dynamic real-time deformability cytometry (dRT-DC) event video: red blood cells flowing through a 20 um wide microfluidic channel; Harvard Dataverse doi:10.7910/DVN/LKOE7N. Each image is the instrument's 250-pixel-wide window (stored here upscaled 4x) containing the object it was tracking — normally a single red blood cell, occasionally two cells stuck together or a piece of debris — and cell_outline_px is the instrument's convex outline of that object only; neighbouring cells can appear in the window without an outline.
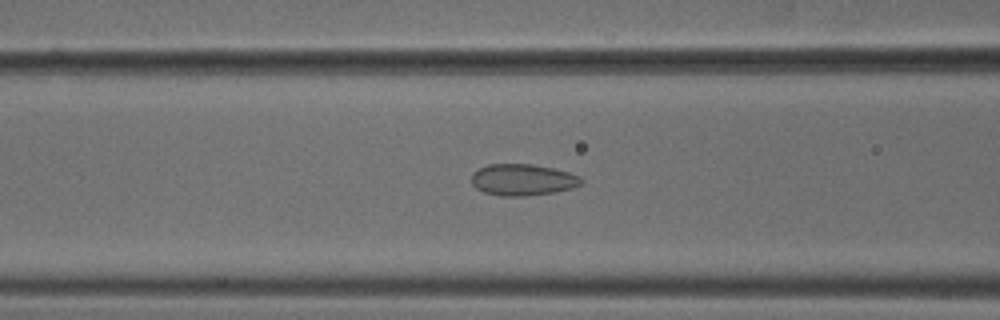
{"species": "common noctule bat (a hibernating species)", "species_latin": "Nyctalus noctula", "temperature_condition": "cold", "stored_images_in_passage": 54, "camera_frame_rate_fps": 3000, "um_per_image_px": 0.085, "animal": {"sex": "male", "body_mass_g": 18.8}, "frame": {"image": 1, "passage_image": 22, "time_ms": 7.0, "image_size_px": [1000, 320], "cell_outline_px": [[584, 180], [580, 184], [572, 188], [556, 192], [524, 196], [500, 196], [484, 192], [476, 188], [472, 184], [472, 172], [488, 164], [532, 164], [552, 168], [568, 172], [580, 176]], "centroid_in_image_um": [44.42, 15.28], "position_along_channel_um": 122.2, "area_um2": 20.17}}
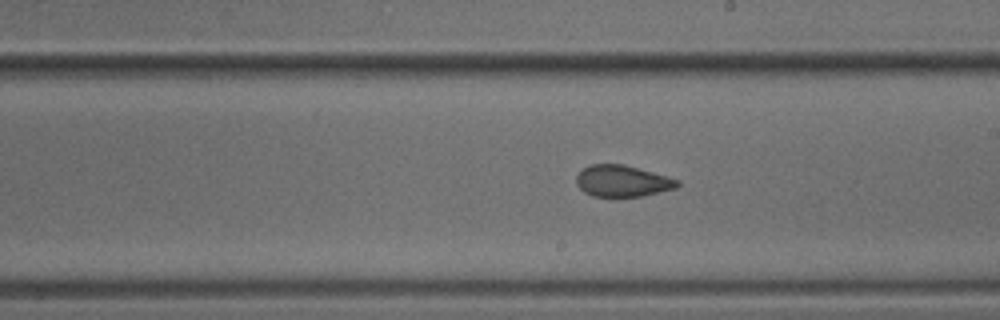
{"frame": {"image": 2, "passage_image": 31, "time_ms": 10.0, "image_size_px": [1000, 320], "cell_outline_px": [[680, 184], [676, 188], [640, 196], [592, 196], [584, 192], [576, 184], [576, 176], [584, 168], [592, 164], [624, 164], [680, 180]], "centroid_in_image_um": [52.89, 15.38], "position_along_channel_um": 236.1, "area_um2": 18.32}}
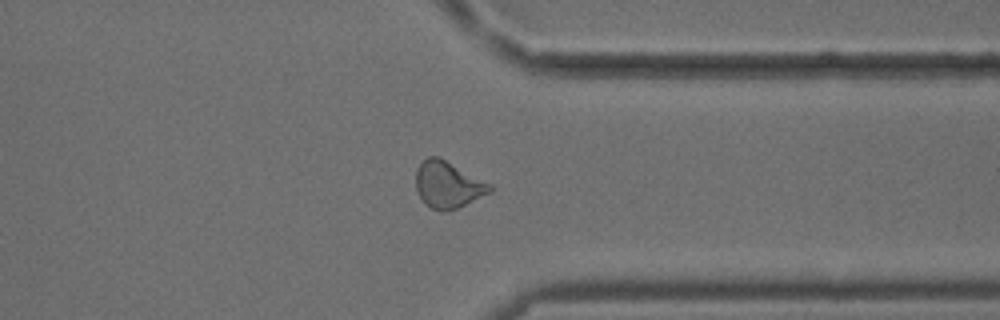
{"frame": {"image": 3, "passage_image": 42, "time_ms": 13.667, "image_size_px": [1000, 320], "cell_outline_px": [[492, 192], [456, 208], [444, 212], [432, 208], [416, 192], [416, 168], [428, 156], [436, 156], [492, 184]], "centroid_in_image_um": [38.08, 15.7], "position_along_channel_um": 373.3, "area_um2": 19.71}}